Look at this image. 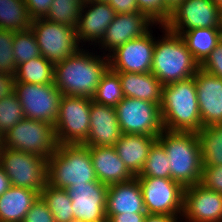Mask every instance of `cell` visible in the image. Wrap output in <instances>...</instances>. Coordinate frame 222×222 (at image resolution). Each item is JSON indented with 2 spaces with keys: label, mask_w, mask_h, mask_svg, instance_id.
Here are the masks:
<instances>
[{
  "label": "cell",
  "mask_w": 222,
  "mask_h": 222,
  "mask_svg": "<svg viewBox=\"0 0 222 222\" xmlns=\"http://www.w3.org/2000/svg\"><path fill=\"white\" fill-rule=\"evenodd\" d=\"M23 222H55L47 204L39 197L25 215Z\"/></svg>",
  "instance_id": "38"
},
{
  "label": "cell",
  "mask_w": 222,
  "mask_h": 222,
  "mask_svg": "<svg viewBox=\"0 0 222 222\" xmlns=\"http://www.w3.org/2000/svg\"><path fill=\"white\" fill-rule=\"evenodd\" d=\"M153 25L157 26L144 13L133 12L116 14L114 20L106 29L102 39L98 43L100 49L111 53L117 47L126 42L142 37ZM101 45V46H100Z\"/></svg>",
  "instance_id": "17"
},
{
  "label": "cell",
  "mask_w": 222,
  "mask_h": 222,
  "mask_svg": "<svg viewBox=\"0 0 222 222\" xmlns=\"http://www.w3.org/2000/svg\"><path fill=\"white\" fill-rule=\"evenodd\" d=\"M194 59L201 65L222 39V28H194L180 35Z\"/></svg>",
  "instance_id": "26"
},
{
  "label": "cell",
  "mask_w": 222,
  "mask_h": 222,
  "mask_svg": "<svg viewBox=\"0 0 222 222\" xmlns=\"http://www.w3.org/2000/svg\"><path fill=\"white\" fill-rule=\"evenodd\" d=\"M0 165L12 186L41 192L48 183V159L0 146Z\"/></svg>",
  "instance_id": "7"
},
{
  "label": "cell",
  "mask_w": 222,
  "mask_h": 222,
  "mask_svg": "<svg viewBox=\"0 0 222 222\" xmlns=\"http://www.w3.org/2000/svg\"><path fill=\"white\" fill-rule=\"evenodd\" d=\"M181 219L186 222H222V194L201 183L186 187Z\"/></svg>",
  "instance_id": "16"
},
{
  "label": "cell",
  "mask_w": 222,
  "mask_h": 222,
  "mask_svg": "<svg viewBox=\"0 0 222 222\" xmlns=\"http://www.w3.org/2000/svg\"><path fill=\"white\" fill-rule=\"evenodd\" d=\"M88 148L96 177L101 183L109 186L127 182L135 177L120 159L114 146Z\"/></svg>",
  "instance_id": "21"
},
{
  "label": "cell",
  "mask_w": 222,
  "mask_h": 222,
  "mask_svg": "<svg viewBox=\"0 0 222 222\" xmlns=\"http://www.w3.org/2000/svg\"><path fill=\"white\" fill-rule=\"evenodd\" d=\"M200 183L206 188L222 194V165L203 167Z\"/></svg>",
  "instance_id": "39"
},
{
  "label": "cell",
  "mask_w": 222,
  "mask_h": 222,
  "mask_svg": "<svg viewBox=\"0 0 222 222\" xmlns=\"http://www.w3.org/2000/svg\"><path fill=\"white\" fill-rule=\"evenodd\" d=\"M156 140L157 137L149 135L122 134L114 147L127 169L137 176L144 166L150 147Z\"/></svg>",
  "instance_id": "23"
},
{
  "label": "cell",
  "mask_w": 222,
  "mask_h": 222,
  "mask_svg": "<svg viewBox=\"0 0 222 222\" xmlns=\"http://www.w3.org/2000/svg\"><path fill=\"white\" fill-rule=\"evenodd\" d=\"M47 174L49 185L63 189L98 180L89 148L83 144H58L48 159Z\"/></svg>",
  "instance_id": "5"
},
{
  "label": "cell",
  "mask_w": 222,
  "mask_h": 222,
  "mask_svg": "<svg viewBox=\"0 0 222 222\" xmlns=\"http://www.w3.org/2000/svg\"><path fill=\"white\" fill-rule=\"evenodd\" d=\"M149 30L142 37L130 40L109 53V66L115 72H151L155 37Z\"/></svg>",
  "instance_id": "14"
},
{
  "label": "cell",
  "mask_w": 222,
  "mask_h": 222,
  "mask_svg": "<svg viewBox=\"0 0 222 222\" xmlns=\"http://www.w3.org/2000/svg\"><path fill=\"white\" fill-rule=\"evenodd\" d=\"M31 22L24 0H0V29L24 31Z\"/></svg>",
  "instance_id": "30"
},
{
  "label": "cell",
  "mask_w": 222,
  "mask_h": 222,
  "mask_svg": "<svg viewBox=\"0 0 222 222\" xmlns=\"http://www.w3.org/2000/svg\"><path fill=\"white\" fill-rule=\"evenodd\" d=\"M13 52L17 66L41 56L36 37L31 28L24 31H14Z\"/></svg>",
  "instance_id": "34"
},
{
  "label": "cell",
  "mask_w": 222,
  "mask_h": 222,
  "mask_svg": "<svg viewBox=\"0 0 222 222\" xmlns=\"http://www.w3.org/2000/svg\"><path fill=\"white\" fill-rule=\"evenodd\" d=\"M124 97L156 103L160 106L161 82L151 73L117 72Z\"/></svg>",
  "instance_id": "24"
},
{
  "label": "cell",
  "mask_w": 222,
  "mask_h": 222,
  "mask_svg": "<svg viewBox=\"0 0 222 222\" xmlns=\"http://www.w3.org/2000/svg\"><path fill=\"white\" fill-rule=\"evenodd\" d=\"M55 64L42 55L19 64L14 74L15 82L30 84L54 83Z\"/></svg>",
  "instance_id": "28"
},
{
  "label": "cell",
  "mask_w": 222,
  "mask_h": 222,
  "mask_svg": "<svg viewBox=\"0 0 222 222\" xmlns=\"http://www.w3.org/2000/svg\"><path fill=\"white\" fill-rule=\"evenodd\" d=\"M39 197V192L11 185L0 196V222H23Z\"/></svg>",
  "instance_id": "25"
},
{
  "label": "cell",
  "mask_w": 222,
  "mask_h": 222,
  "mask_svg": "<svg viewBox=\"0 0 222 222\" xmlns=\"http://www.w3.org/2000/svg\"><path fill=\"white\" fill-rule=\"evenodd\" d=\"M203 167L222 165V123L203 127L197 132Z\"/></svg>",
  "instance_id": "27"
},
{
  "label": "cell",
  "mask_w": 222,
  "mask_h": 222,
  "mask_svg": "<svg viewBox=\"0 0 222 222\" xmlns=\"http://www.w3.org/2000/svg\"><path fill=\"white\" fill-rule=\"evenodd\" d=\"M25 118L15 92L0 99V137Z\"/></svg>",
  "instance_id": "35"
},
{
  "label": "cell",
  "mask_w": 222,
  "mask_h": 222,
  "mask_svg": "<svg viewBox=\"0 0 222 222\" xmlns=\"http://www.w3.org/2000/svg\"><path fill=\"white\" fill-rule=\"evenodd\" d=\"M182 0H164V3L171 9L173 8Z\"/></svg>",
  "instance_id": "47"
},
{
  "label": "cell",
  "mask_w": 222,
  "mask_h": 222,
  "mask_svg": "<svg viewBox=\"0 0 222 222\" xmlns=\"http://www.w3.org/2000/svg\"><path fill=\"white\" fill-rule=\"evenodd\" d=\"M80 48L74 55L55 64L54 84L62 95L92 98L103 75L110 68L109 58Z\"/></svg>",
  "instance_id": "1"
},
{
  "label": "cell",
  "mask_w": 222,
  "mask_h": 222,
  "mask_svg": "<svg viewBox=\"0 0 222 222\" xmlns=\"http://www.w3.org/2000/svg\"><path fill=\"white\" fill-rule=\"evenodd\" d=\"M211 2L222 10V0H211Z\"/></svg>",
  "instance_id": "48"
},
{
  "label": "cell",
  "mask_w": 222,
  "mask_h": 222,
  "mask_svg": "<svg viewBox=\"0 0 222 222\" xmlns=\"http://www.w3.org/2000/svg\"><path fill=\"white\" fill-rule=\"evenodd\" d=\"M84 0H53L45 19L76 28Z\"/></svg>",
  "instance_id": "33"
},
{
  "label": "cell",
  "mask_w": 222,
  "mask_h": 222,
  "mask_svg": "<svg viewBox=\"0 0 222 222\" xmlns=\"http://www.w3.org/2000/svg\"><path fill=\"white\" fill-rule=\"evenodd\" d=\"M147 214L182 216L184 187L171 178L136 177Z\"/></svg>",
  "instance_id": "12"
},
{
  "label": "cell",
  "mask_w": 222,
  "mask_h": 222,
  "mask_svg": "<svg viewBox=\"0 0 222 222\" xmlns=\"http://www.w3.org/2000/svg\"><path fill=\"white\" fill-rule=\"evenodd\" d=\"M15 77L0 73V99L14 92Z\"/></svg>",
  "instance_id": "44"
},
{
  "label": "cell",
  "mask_w": 222,
  "mask_h": 222,
  "mask_svg": "<svg viewBox=\"0 0 222 222\" xmlns=\"http://www.w3.org/2000/svg\"><path fill=\"white\" fill-rule=\"evenodd\" d=\"M116 14L107 2L84 0L76 27L79 44L94 41L97 47Z\"/></svg>",
  "instance_id": "19"
},
{
  "label": "cell",
  "mask_w": 222,
  "mask_h": 222,
  "mask_svg": "<svg viewBox=\"0 0 222 222\" xmlns=\"http://www.w3.org/2000/svg\"><path fill=\"white\" fill-rule=\"evenodd\" d=\"M72 200L75 222H104L108 186L100 181L66 188Z\"/></svg>",
  "instance_id": "15"
},
{
  "label": "cell",
  "mask_w": 222,
  "mask_h": 222,
  "mask_svg": "<svg viewBox=\"0 0 222 222\" xmlns=\"http://www.w3.org/2000/svg\"><path fill=\"white\" fill-rule=\"evenodd\" d=\"M135 177L171 178L166 150L158 140L150 147L144 166Z\"/></svg>",
  "instance_id": "32"
},
{
  "label": "cell",
  "mask_w": 222,
  "mask_h": 222,
  "mask_svg": "<svg viewBox=\"0 0 222 222\" xmlns=\"http://www.w3.org/2000/svg\"><path fill=\"white\" fill-rule=\"evenodd\" d=\"M122 134L116 108L92 101L90 105L89 134L83 145L87 147L115 146Z\"/></svg>",
  "instance_id": "20"
},
{
  "label": "cell",
  "mask_w": 222,
  "mask_h": 222,
  "mask_svg": "<svg viewBox=\"0 0 222 222\" xmlns=\"http://www.w3.org/2000/svg\"><path fill=\"white\" fill-rule=\"evenodd\" d=\"M123 98L119 75L109 68L100 80L92 101L109 107H116Z\"/></svg>",
  "instance_id": "31"
},
{
  "label": "cell",
  "mask_w": 222,
  "mask_h": 222,
  "mask_svg": "<svg viewBox=\"0 0 222 222\" xmlns=\"http://www.w3.org/2000/svg\"><path fill=\"white\" fill-rule=\"evenodd\" d=\"M194 79L202 128L221 124L222 78L199 68Z\"/></svg>",
  "instance_id": "18"
},
{
  "label": "cell",
  "mask_w": 222,
  "mask_h": 222,
  "mask_svg": "<svg viewBox=\"0 0 222 222\" xmlns=\"http://www.w3.org/2000/svg\"><path fill=\"white\" fill-rule=\"evenodd\" d=\"M1 146L49 159L58 147L51 124L24 118L1 137Z\"/></svg>",
  "instance_id": "6"
},
{
  "label": "cell",
  "mask_w": 222,
  "mask_h": 222,
  "mask_svg": "<svg viewBox=\"0 0 222 222\" xmlns=\"http://www.w3.org/2000/svg\"><path fill=\"white\" fill-rule=\"evenodd\" d=\"M160 112L165 130L197 133L202 129L194 77L163 85Z\"/></svg>",
  "instance_id": "2"
},
{
  "label": "cell",
  "mask_w": 222,
  "mask_h": 222,
  "mask_svg": "<svg viewBox=\"0 0 222 222\" xmlns=\"http://www.w3.org/2000/svg\"><path fill=\"white\" fill-rule=\"evenodd\" d=\"M180 218L181 216H171L165 214H147L143 222H182Z\"/></svg>",
  "instance_id": "45"
},
{
  "label": "cell",
  "mask_w": 222,
  "mask_h": 222,
  "mask_svg": "<svg viewBox=\"0 0 222 222\" xmlns=\"http://www.w3.org/2000/svg\"><path fill=\"white\" fill-rule=\"evenodd\" d=\"M138 11L144 13L156 25H165L171 16V9L164 0H136Z\"/></svg>",
  "instance_id": "37"
},
{
  "label": "cell",
  "mask_w": 222,
  "mask_h": 222,
  "mask_svg": "<svg viewBox=\"0 0 222 222\" xmlns=\"http://www.w3.org/2000/svg\"><path fill=\"white\" fill-rule=\"evenodd\" d=\"M147 213L106 215L108 222H143Z\"/></svg>",
  "instance_id": "43"
},
{
  "label": "cell",
  "mask_w": 222,
  "mask_h": 222,
  "mask_svg": "<svg viewBox=\"0 0 222 222\" xmlns=\"http://www.w3.org/2000/svg\"><path fill=\"white\" fill-rule=\"evenodd\" d=\"M14 31L0 29V73L14 76L17 70L13 52Z\"/></svg>",
  "instance_id": "36"
},
{
  "label": "cell",
  "mask_w": 222,
  "mask_h": 222,
  "mask_svg": "<svg viewBox=\"0 0 222 222\" xmlns=\"http://www.w3.org/2000/svg\"><path fill=\"white\" fill-rule=\"evenodd\" d=\"M40 197L47 204L55 222H75L72 200L66 189L47 185L40 192Z\"/></svg>",
  "instance_id": "29"
},
{
  "label": "cell",
  "mask_w": 222,
  "mask_h": 222,
  "mask_svg": "<svg viewBox=\"0 0 222 222\" xmlns=\"http://www.w3.org/2000/svg\"><path fill=\"white\" fill-rule=\"evenodd\" d=\"M115 108L123 134L149 135L158 138L164 130L160 106L156 103L124 97Z\"/></svg>",
  "instance_id": "10"
},
{
  "label": "cell",
  "mask_w": 222,
  "mask_h": 222,
  "mask_svg": "<svg viewBox=\"0 0 222 222\" xmlns=\"http://www.w3.org/2000/svg\"><path fill=\"white\" fill-rule=\"evenodd\" d=\"M146 213L138 179L108 186L106 215Z\"/></svg>",
  "instance_id": "22"
},
{
  "label": "cell",
  "mask_w": 222,
  "mask_h": 222,
  "mask_svg": "<svg viewBox=\"0 0 222 222\" xmlns=\"http://www.w3.org/2000/svg\"><path fill=\"white\" fill-rule=\"evenodd\" d=\"M53 0H24L29 17L33 19L44 18L50 9Z\"/></svg>",
  "instance_id": "41"
},
{
  "label": "cell",
  "mask_w": 222,
  "mask_h": 222,
  "mask_svg": "<svg viewBox=\"0 0 222 222\" xmlns=\"http://www.w3.org/2000/svg\"><path fill=\"white\" fill-rule=\"evenodd\" d=\"M200 68L222 78V39L200 65Z\"/></svg>",
  "instance_id": "40"
},
{
  "label": "cell",
  "mask_w": 222,
  "mask_h": 222,
  "mask_svg": "<svg viewBox=\"0 0 222 222\" xmlns=\"http://www.w3.org/2000/svg\"><path fill=\"white\" fill-rule=\"evenodd\" d=\"M160 26L164 35L160 39L155 38L151 73L162 85L194 77L200 65L183 38L169 31L165 25Z\"/></svg>",
  "instance_id": "3"
},
{
  "label": "cell",
  "mask_w": 222,
  "mask_h": 222,
  "mask_svg": "<svg viewBox=\"0 0 222 222\" xmlns=\"http://www.w3.org/2000/svg\"><path fill=\"white\" fill-rule=\"evenodd\" d=\"M10 179L0 165V196L10 188Z\"/></svg>",
  "instance_id": "46"
},
{
  "label": "cell",
  "mask_w": 222,
  "mask_h": 222,
  "mask_svg": "<svg viewBox=\"0 0 222 222\" xmlns=\"http://www.w3.org/2000/svg\"><path fill=\"white\" fill-rule=\"evenodd\" d=\"M14 92L20 101L25 118L44 121L54 126L62 97L54 83L14 82Z\"/></svg>",
  "instance_id": "11"
},
{
  "label": "cell",
  "mask_w": 222,
  "mask_h": 222,
  "mask_svg": "<svg viewBox=\"0 0 222 222\" xmlns=\"http://www.w3.org/2000/svg\"><path fill=\"white\" fill-rule=\"evenodd\" d=\"M157 140L166 150L173 181L184 188L201 182L203 165L196 132L164 129Z\"/></svg>",
  "instance_id": "4"
},
{
  "label": "cell",
  "mask_w": 222,
  "mask_h": 222,
  "mask_svg": "<svg viewBox=\"0 0 222 222\" xmlns=\"http://www.w3.org/2000/svg\"><path fill=\"white\" fill-rule=\"evenodd\" d=\"M107 3L117 14L138 12L136 0H109Z\"/></svg>",
  "instance_id": "42"
},
{
  "label": "cell",
  "mask_w": 222,
  "mask_h": 222,
  "mask_svg": "<svg viewBox=\"0 0 222 222\" xmlns=\"http://www.w3.org/2000/svg\"><path fill=\"white\" fill-rule=\"evenodd\" d=\"M36 37L40 54L56 64L74 55L80 48L76 28L45 18L33 19L30 27Z\"/></svg>",
  "instance_id": "9"
},
{
  "label": "cell",
  "mask_w": 222,
  "mask_h": 222,
  "mask_svg": "<svg viewBox=\"0 0 222 222\" xmlns=\"http://www.w3.org/2000/svg\"><path fill=\"white\" fill-rule=\"evenodd\" d=\"M165 27L177 35L194 28H222V10L211 0H182Z\"/></svg>",
  "instance_id": "13"
},
{
  "label": "cell",
  "mask_w": 222,
  "mask_h": 222,
  "mask_svg": "<svg viewBox=\"0 0 222 222\" xmlns=\"http://www.w3.org/2000/svg\"><path fill=\"white\" fill-rule=\"evenodd\" d=\"M92 98L62 95L54 124L58 144H84L90 129Z\"/></svg>",
  "instance_id": "8"
},
{
  "label": "cell",
  "mask_w": 222,
  "mask_h": 222,
  "mask_svg": "<svg viewBox=\"0 0 222 222\" xmlns=\"http://www.w3.org/2000/svg\"><path fill=\"white\" fill-rule=\"evenodd\" d=\"M89 1L108 2L109 0H89Z\"/></svg>",
  "instance_id": "49"
}]
</instances>
